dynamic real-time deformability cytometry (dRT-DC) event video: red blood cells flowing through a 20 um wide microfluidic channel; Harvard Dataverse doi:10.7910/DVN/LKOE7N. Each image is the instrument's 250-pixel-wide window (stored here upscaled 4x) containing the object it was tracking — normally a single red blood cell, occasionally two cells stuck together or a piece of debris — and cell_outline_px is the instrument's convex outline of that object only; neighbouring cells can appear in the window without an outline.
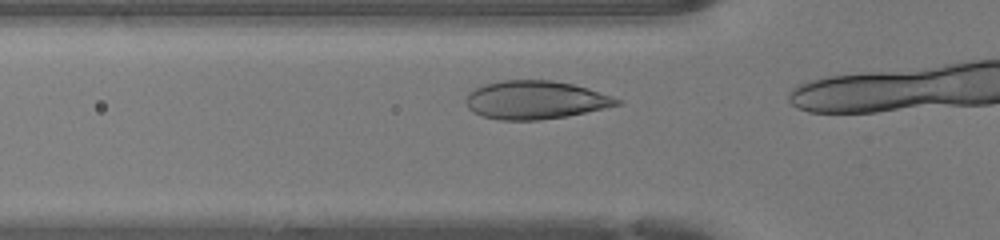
{"species": "human", "species_latin": "Homo sapiens", "temperature_condition": "warm", "stored_images_in_passage": 10, "camera_frame_rate_fps": 3000, "um_per_image_px": 0.085, "donor": {"sex": "female"}, "frame": {"image": 1, "passage_image": 6, "time_ms": 1.667, "image_size_px": [1000, 240], "cell_outline_px": [[624, 100], [620, 104], [604, 108], [568, 116], [540, 120], [500, 120], [484, 116], [468, 108], [464, 100], [468, 92], [484, 84], [500, 80], [552, 80], [572, 84], [588, 88]], "centroid_in_image_um": [45.5, 8.49], "position_along_channel_um": 80.3, "area_um2": 33.76}}
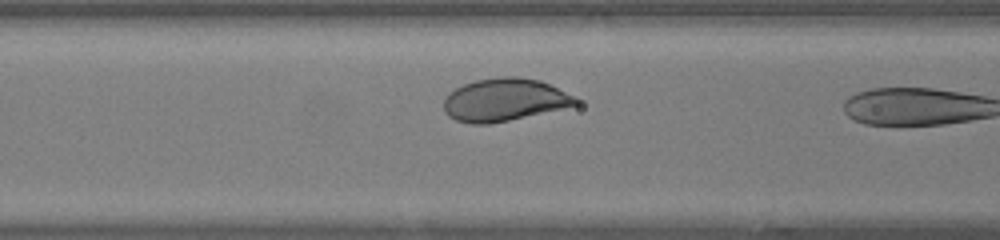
{"frame": {"image": 2, "passage_image": 9, "time_ms": 2.667, "image_size_px": [1000, 240], "cell_outline_px": [[580, 104], [508, 120], [488, 124], [472, 124], [456, 120], [448, 116], [444, 112], [444, 100], [448, 92], [464, 84], [476, 80], [500, 76], [520, 76], [540, 80], [576, 96], [580, 100]], "centroid_in_image_um": [42.87, 8.47], "position_along_channel_um": 123.7, "area_um2": 32.89}}